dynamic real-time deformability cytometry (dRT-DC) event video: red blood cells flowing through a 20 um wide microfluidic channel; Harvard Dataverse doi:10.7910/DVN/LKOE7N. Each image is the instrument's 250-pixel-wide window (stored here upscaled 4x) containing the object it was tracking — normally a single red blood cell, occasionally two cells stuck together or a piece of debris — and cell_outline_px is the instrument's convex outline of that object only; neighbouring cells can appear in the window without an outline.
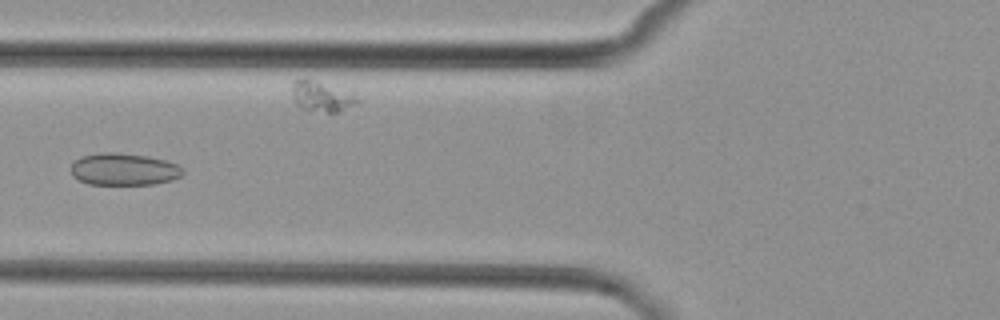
{"species": "common noctule bat (a hibernating species)", "species_latin": "Nyctalus noctula", "temperature_condition": "cold", "stored_images_in_passage": 8, "camera_frame_rate_fps": 3000, "um_per_image_px": 0.085, "animal": {"sex": "female", "body_mass_g": 29.2, "forearm_length_mm": 56.3}, "frame": {"image": 1, "passage_image": 7, "time_ms": 7.0, "image_size_px": [1000, 320], "cell_outline_px": [[184, 172], [180, 176], [172, 180], [152, 184], [88, 184], [72, 176], [72, 164], [80, 156], [104, 152], [112, 152], [148, 156], [164, 160], [176, 164], [184, 168]], "centroid_in_image_um": [10.53, 14.39], "position_along_channel_um": 115.3, "area_um2": 20.81}}